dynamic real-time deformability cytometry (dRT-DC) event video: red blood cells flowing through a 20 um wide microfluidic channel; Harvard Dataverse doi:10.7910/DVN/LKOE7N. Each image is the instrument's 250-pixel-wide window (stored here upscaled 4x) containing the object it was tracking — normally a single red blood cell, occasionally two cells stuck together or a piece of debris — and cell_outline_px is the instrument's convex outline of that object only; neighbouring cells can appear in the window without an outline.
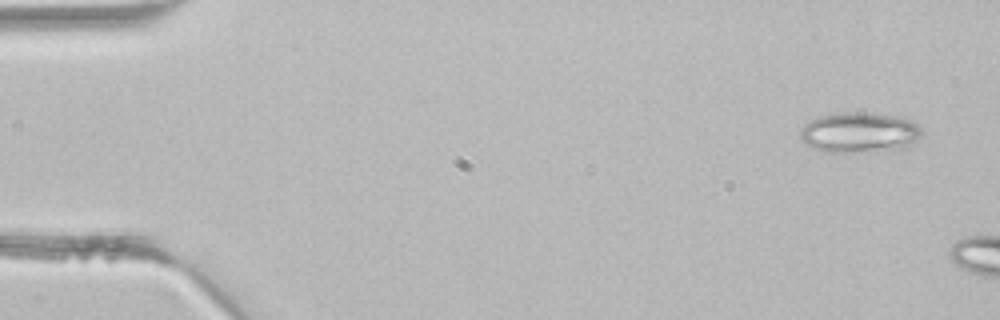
{"species": "common noctule bat (a hibernating species)", "species_latin": "Nyctalus noctula", "temperature_condition": "room temperature", "stored_images_in_passage": 5, "camera_frame_rate_fps": 3000, "um_per_image_px": 0.085, "animal": {"sex": "male", "body_mass_g": 21.5, "forearm_length_mm": 52.0}, "frame": {"image": 1, "passage_image": 1, "time_ms": 0.0, "image_size_px": [1000, 320], "cell_outline_px": [[924, 132], [904, 152], [824, 152], [812, 148], [804, 144], [800, 140], [800, 128], [804, 124], [816, 116], [836, 112], [868, 112], [904, 116], [920, 124]], "centroid_in_image_um": [73.12, 11.27], "position_along_channel_um": 11.9, "area_um2": 30.29}}